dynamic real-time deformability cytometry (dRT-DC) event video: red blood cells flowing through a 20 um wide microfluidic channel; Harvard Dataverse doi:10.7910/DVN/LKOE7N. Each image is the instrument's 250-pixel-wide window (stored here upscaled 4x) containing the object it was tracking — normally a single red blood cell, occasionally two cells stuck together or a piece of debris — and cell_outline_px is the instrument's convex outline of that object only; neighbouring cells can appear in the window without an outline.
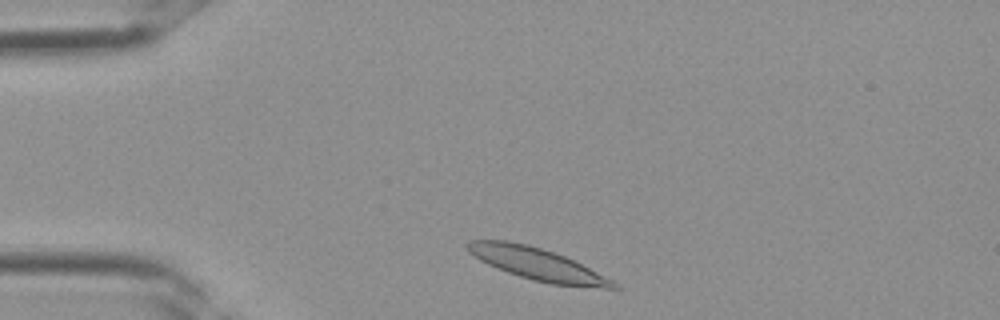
{"species": "Egyptian fruit bat (a non-hibernating species)", "species_latin": "Rousettus aegyptiacus", "temperature_condition": "room temperature", "stored_images_in_passage": 1, "camera_frame_rate_fps": 3000, "um_per_image_px": 0.085, "frame": {"image": 1, "passage_image": 1, "time_ms": 0.0, "image_size_px": [1000, 320], "cell_outline_px": [[620, 288], [604, 288], [552, 284], [532, 280], [508, 272], [488, 264], [480, 260], [468, 252], [464, 244], [468, 240], [504, 240], [528, 244], [564, 256], [620, 284]], "centroid_in_image_um": [45.61, 22.43], "position_along_channel_um": 39.4, "area_um2": 26.93}}